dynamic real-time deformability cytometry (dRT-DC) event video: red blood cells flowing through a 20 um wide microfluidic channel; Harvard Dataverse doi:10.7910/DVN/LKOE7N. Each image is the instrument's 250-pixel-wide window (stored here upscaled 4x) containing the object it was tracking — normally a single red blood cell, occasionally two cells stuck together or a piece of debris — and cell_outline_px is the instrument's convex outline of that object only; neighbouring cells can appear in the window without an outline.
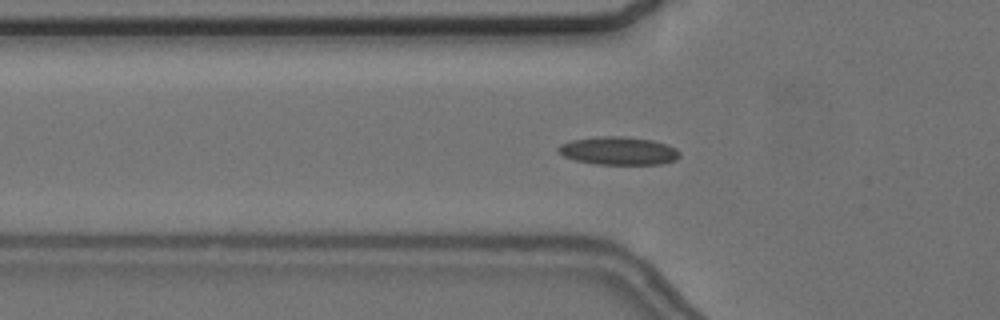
{"species": "common noctule bat (a hibernating species)", "species_latin": "Nyctalus noctula", "temperature_condition": "cold", "stored_images_in_passage": 58, "camera_frame_rate_fps": 3000, "um_per_image_px": 0.085, "animal": {"sex": "female", "body_mass_g": 24.6, "forearm_length_mm": 56.2}, "frame": {"image": 1, "passage_image": 20, "time_ms": 6.333, "image_size_px": [1000, 320], "cell_outline_px": [[680, 156], [676, 160], [660, 164], [596, 164], [576, 160], [564, 156], [556, 148], [560, 144], [572, 140], [596, 136], [624, 136], [652, 140], [676, 148], [680, 152]], "centroid_in_image_um": [52.58, 12.81], "position_along_channel_um": 73.2, "area_um2": 19.83}}
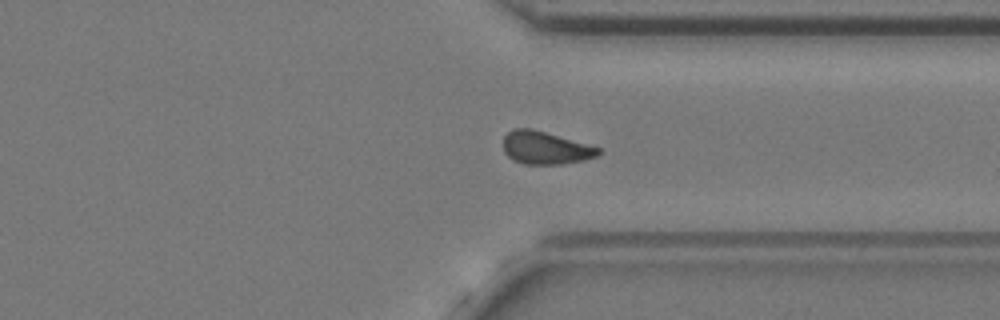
{"frame": {"image": 2, "passage_image": 44, "time_ms": 14.333, "image_size_px": [1000, 320], "cell_outline_px": [[600, 152], [596, 156], [584, 160], [564, 164], [524, 164], [512, 160], [504, 152], [504, 136], [512, 128], [532, 128], [600, 148]], "centroid_in_image_um": [46.32, 12.57], "position_along_channel_um": 365.1, "area_um2": 18.09}}
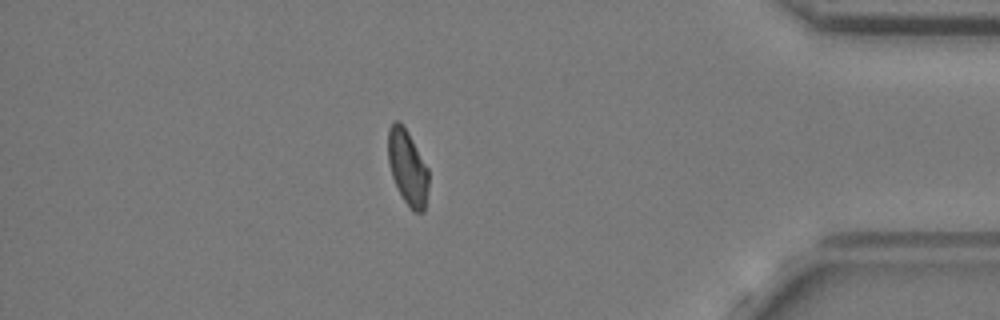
{"frame": {"image": 3, "passage_image": 50, "time_ms": 16.333, "image_size_px": [1000, 320], "cell_outline_px": [[428, 188], [424, 212], [412, 212], [404, 200], [392, 176], [388, 160], [388, 128], [392, 120], [400, 120], [408, 132], [428, 168]], "centroid_in_image_um": [34.64, 14.2], "position_along_channel_um": 400.6, "area_um2": 17.74}}